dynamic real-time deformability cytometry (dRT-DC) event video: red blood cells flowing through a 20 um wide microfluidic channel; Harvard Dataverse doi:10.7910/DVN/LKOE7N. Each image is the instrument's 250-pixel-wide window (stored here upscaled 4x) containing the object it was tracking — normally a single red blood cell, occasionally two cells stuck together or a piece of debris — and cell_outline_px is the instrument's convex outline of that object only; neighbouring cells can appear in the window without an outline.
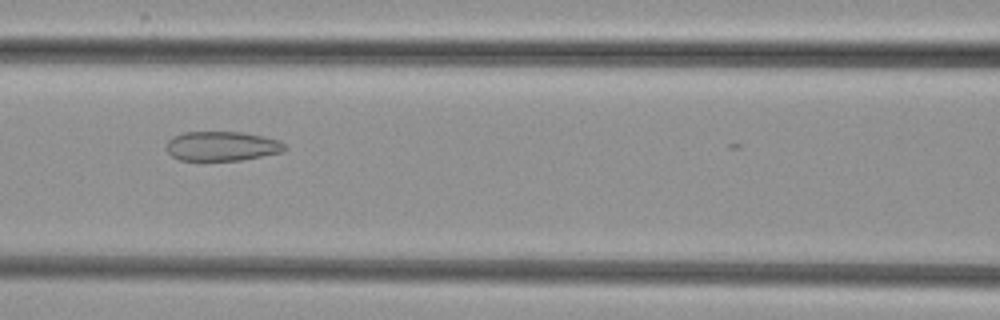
{"species": "common noctule bat (a hibernating species)", "species_latin": "Nyctalus noctula", "temperature_condition": "cold", "stored_images_in_passage": 6, "camera_frame_rate_fps": 3000, "um_per_image_px": 0.085, "animal": {"sex": "female", "body_mass_g": 29.2, "forearm_length_mm": 56.3}, "frame": {"image": 1, "passage_image": 5, "time_ms": 4.667, "image_size_px": [1000, 320], "cell_outline_px": [[288, 148], [284, 152], [240, 160], [180, 160], [172, 156], [164, 148], [168, 140], [172, 136], [184, 132], [244, 132], [264, 136], [280, 140]], "centroid_in_image_um": [18.87, 12.41], "position_along_channel_um": 147.7, "area_um2": 20.58}}